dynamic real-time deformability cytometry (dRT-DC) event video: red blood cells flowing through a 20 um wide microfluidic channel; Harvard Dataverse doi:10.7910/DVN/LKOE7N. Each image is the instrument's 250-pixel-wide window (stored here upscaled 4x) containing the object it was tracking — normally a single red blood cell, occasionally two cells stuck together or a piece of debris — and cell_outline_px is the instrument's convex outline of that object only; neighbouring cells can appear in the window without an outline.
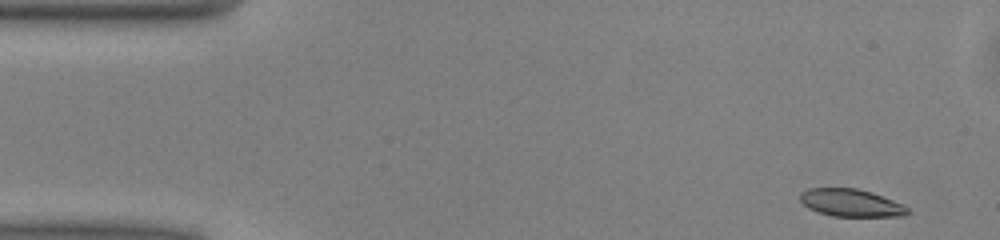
{"species": "common noctule bat (a hibernating species)", "species_latin": "Nyctalus noctula", "temperature_condition": "warm", "stored_images_in_passage": 48, "camera_frame_rate_fps": 3000, "um_per_image_px": 0.085, "animal": {"sex": "male", "body_mass_g": 13.0, "forearm_length_mm": 53.1}, "frame": {"image": 1, "passage_image": 1, "time_ms": 0.0, "image_size_px": [1000, 240], "cell_outline_px": [[912, 212], [904, 216], [832, 216], [816, 212], [808, 208], [800, 200], [800, 192], [808, 188], [856, 188], [872, 192], [892, 200], [908, 208]], "centroid_in_image_um": [72.31, 17.24], "position_along_channel_um": 12.7, "area_um2": 17.28}}
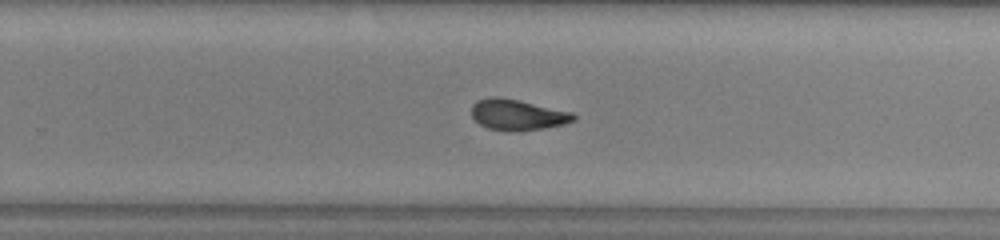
{"frame": {"image": 2, "passage_image": 29, "time_ms": 9.333, "image_size_px": [1000, 240], "cell_outline_px": [[576, 120], [564, 124], [544, 128], [512, 132], [488, 128], [480, 124], [472, 116], [472, 104], [476, 100], [488, 96], [496, 96], [520, 100], [572, 112], [576, 116]], "centroid_in_image_um": [43.98, 9.74], "position_along_channel_um": 285.8, "area_um2": 18.5}}
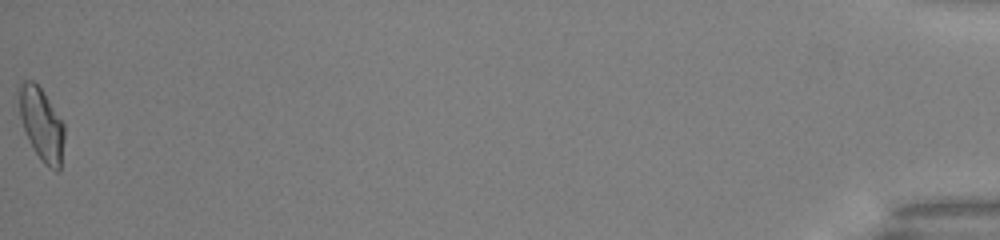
{"frame": {"image": 3, "passage_image": 48, "time_ms": 15.667, "image_size_px": [1000, 240], "cell_outline_px": [[64, 140], [60, 172], [56, 172], [48, 168], [40, 160], [32, 148], [24, 128], [20, 116], [16, 88], [24, 80], [32, 80], [40, 88], [64, 124]], "centroid_in_image_um": [3.51, 10.59], "position_along_channel_um": 431.7, "area_um2": 19.42}, "authors_computed_cell_mechanics": {"area_um2": 18.4382, "velocity_mm_per_s": 4.061, "shape_relaxation_time_tau1_ms": 6.865, "shape_relaxation_time_tau2_ms": 2.5224, "deformation_change_tau1": 0.1857, "deformation_change_tau2": 0.0966}}